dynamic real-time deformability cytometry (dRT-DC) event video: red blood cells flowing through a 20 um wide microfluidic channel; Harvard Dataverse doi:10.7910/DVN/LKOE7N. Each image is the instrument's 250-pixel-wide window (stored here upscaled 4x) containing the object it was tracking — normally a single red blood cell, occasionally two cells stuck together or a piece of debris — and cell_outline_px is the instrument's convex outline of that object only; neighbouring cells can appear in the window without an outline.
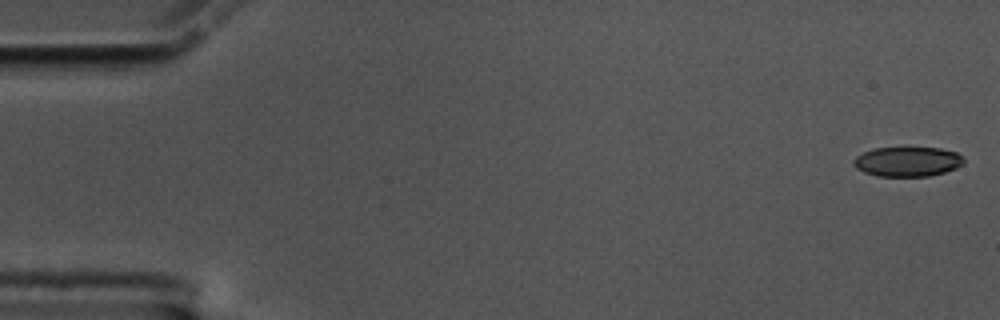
{"species": "common noctule bat (a hibernating species)", "species_latin": "Nyctalus noctula", "temperature_condition": "cold", "stored_images_in_passage": 53, "camera_frame_rate_fps": 3000, "um_per_image_px": 0.085, "animal": {"sex": "male", "body_mass_g": 17.5, "forearm_length_mm": 52.3}, "frame": {"image": 1, "passage_image": 1, "time_ms": 0.0, "image_size_px": [1000, 320], "cell_outline_px": [[964, 164], [956, 168], [944, 172], [928, 176], [876, 176], [864, 172], [856, 168], [852, 164], [852, 160], [856, 156], [864, 152], [876, 148], [940, 148], [956, 152], [964, 160]], "centroid_in_image_um": [77.11, 13.74], "position_along_channel_um": 7.9, "area_um2": 19.02}}
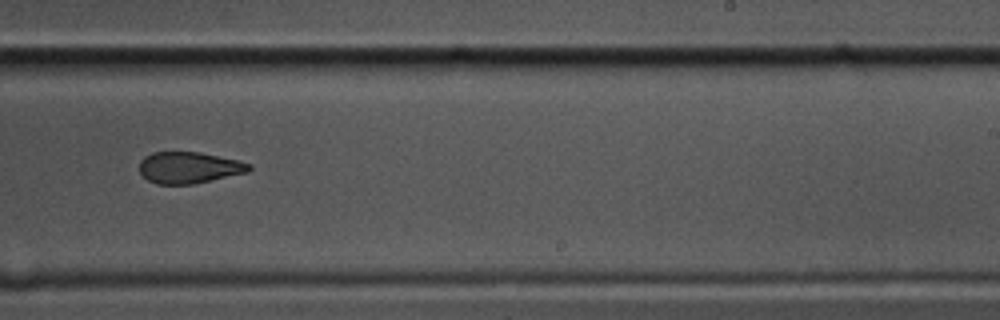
{"frame": {"image": 2, "passage_image": 35, "time_ms": 11.333, "image_size_px": [1000, 320], "cell_outline_px": [[252, 168], [248, 172], [192, 184], [156, 184], [148, 180], [140, 172], [140, 160], [144, 156], [152, 152], [200, 152], [236, 160], [252, 164]], "centroid_in_image_um": [16.05, 14.24], "position_along_channel_um": 272.9, "area_um2": 20.0}}
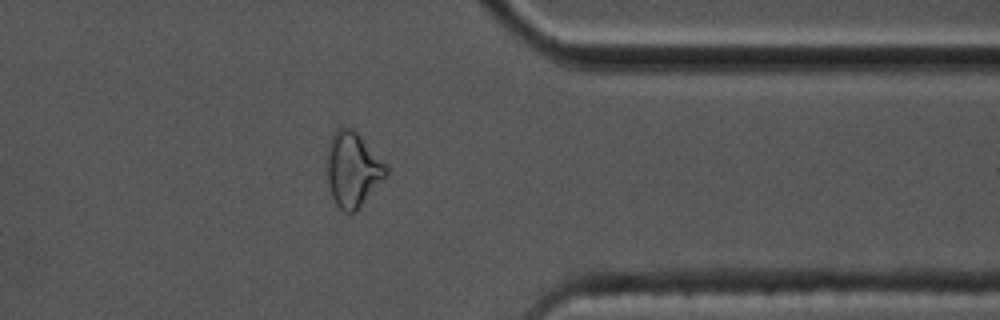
{"frame": {"image": 3, "passage_image": 45, "time_ms": 14.667, "image_size_px": [1000, 320], "cell_outline_px": [[388, 172], [360, 208], [356, 212], [344, 212], [336, 204], [332, 196], [328, 184], [328, 144], [336, 128], [352, 128], [388, 164]], "centroid_in_image_um": [30.0, 14.41], "position_along_channel_um": 381.4, "area_um2": 25.55}}